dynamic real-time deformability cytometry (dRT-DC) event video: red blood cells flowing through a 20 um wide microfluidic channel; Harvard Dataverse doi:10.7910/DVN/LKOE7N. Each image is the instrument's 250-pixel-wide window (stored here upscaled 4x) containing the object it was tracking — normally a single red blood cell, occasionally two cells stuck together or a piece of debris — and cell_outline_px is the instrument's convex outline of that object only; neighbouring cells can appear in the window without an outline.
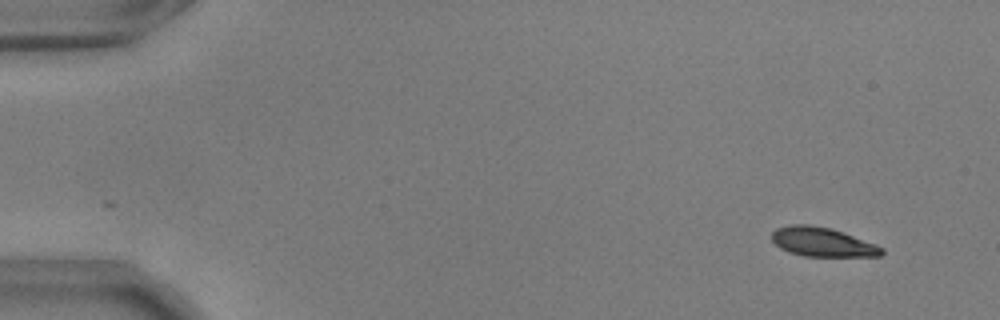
{"species": "common noctule bat (a hibernating species)", "species_latin": "Nyctalus noctula", "temperature_condition": "warm", "stored_images_in_passage": 52, "camera_frame_rate_fps": 3000, "um_per_image_px": 0.085, "animal": {"sex": "male", "body_mass_g": 17.9, "forearm_length_mm": 54.2}, "frame": {"image": 1, "passage_image": 1, "time_ms": 0.0, "image_size_px": [1000, 320], "cell_outline_px": [[884, 252], [880, 256], [804, 256], [788, 252], [780, 248], [772, 240], [772, 232], [776, 228], [792, 224], [808, 224], [832, 228], [876, 244], [884, 248]], "centroid_in_image_um": [69.9, 20.56], "position_along_channel_um": 15.1, "area_um2": 18.73}}
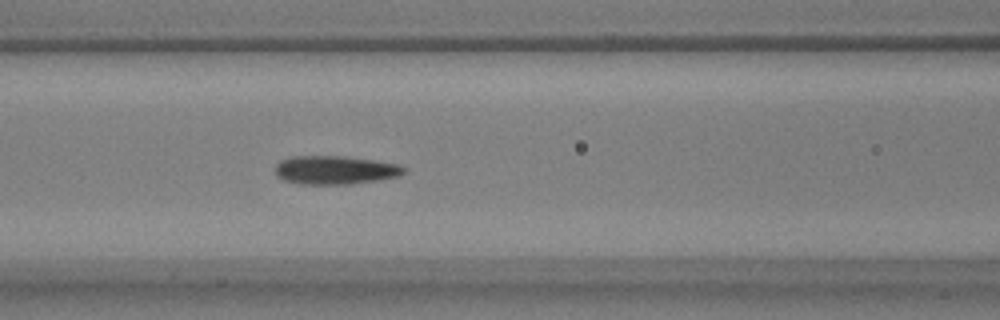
{"frame": {"image": 2, "passage_image": 21, "time_ms": 6.667, "image_size_px": [1000, 320], "cell_outline_px": [[408, 172], [400, 176], [352, 184], [300, 184], [284, 180], [276, 176], [276, 164], [280, 160], [292, 156], [344, 156], [372, 160], [396, 164], [408, 168]], "centroid_in_image_um": [28.5, 14.45], "position_along_channel_um": 138.1, "area_um2": 21.5}}
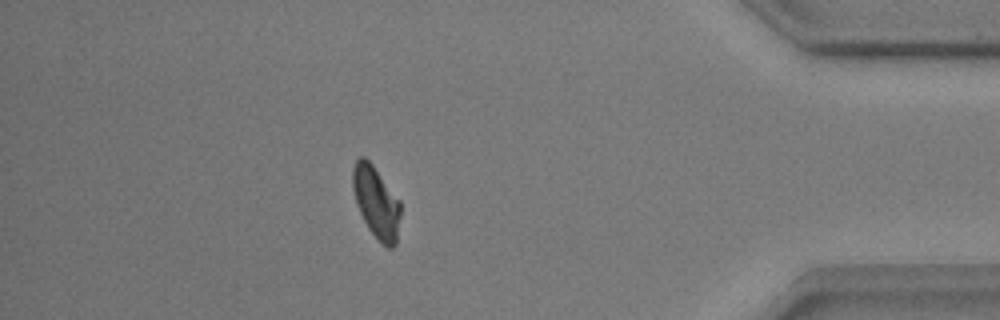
{"frame": {"image": 3, "passage_image": 46, "time_ms": 15.0, "image_size_px": [1000, 320], "cell_outline_px": [[400, 216], [396, 244], [392, 248], [388, 248], [380, 244], [368, 228], [356, 204], [352, 188], [352, 168], [356, 160], [360, 156], [364, 156], [372, 164], [400, 200]], "centroid_in_image_um": [31.97, 17.2], "position_along_channel_um": 403.2, "area_um2": 20.11}, "authors_computed_cell_mechanics": {"area_um2": 20.3745, "velocity_mm_per_s": 3.6363, "shape_relaxation_time_tau1_ms": 3.5986, "shape_relaxation_time_tau2_ms": 2.7152, "deformation_change_tau1": 0.1612, "deformation_change_tau2": 0.0563}}